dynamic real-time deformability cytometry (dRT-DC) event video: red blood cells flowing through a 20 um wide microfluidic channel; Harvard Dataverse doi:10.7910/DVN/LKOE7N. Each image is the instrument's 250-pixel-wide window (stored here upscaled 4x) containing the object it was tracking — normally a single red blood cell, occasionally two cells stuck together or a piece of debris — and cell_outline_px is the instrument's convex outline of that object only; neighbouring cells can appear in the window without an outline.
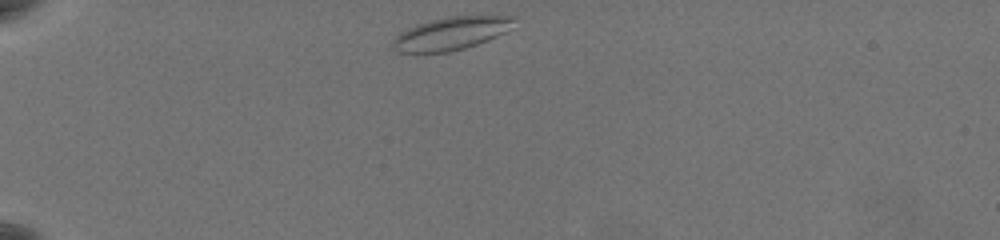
{"species": "common noctule bat (a hibernating species)", "species_latin": "Nyctalus noctula", "temperature_condition": "warm", "stored_images_in_passage": 38, "camera_frame_rate_fps": 3000, "um_per_image_px": 0.085, "animal": {"sex": "female", "body_mass_g": 19.5, "forearm_length_mm": 54.1}, "frame": {"image": 1, "passage_image": 1, "time_ms": 0.0, "image_size_px": [1000, 240], "cell_outline_px": [[516, 16], [504, 32], [488, 40], [464, 48], [448, 52], [396, 52], [392, 48], [392, 40], [400, 32], [416, 24], [448, 16]], "centroid_in_image_um": [38.26, 2.85], "position_along_channel_um": 46.7, "area_um2": 22.83}}
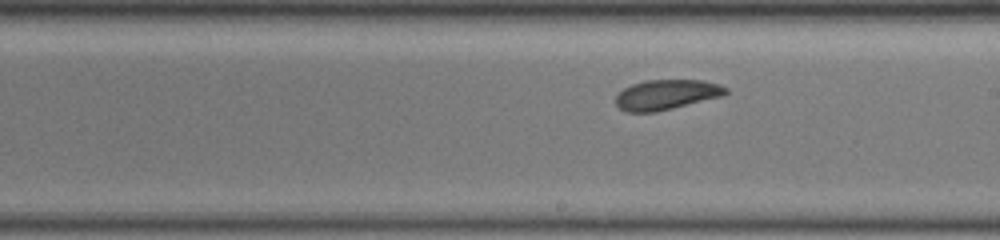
{"frame": {"image": 2, "passage_image": 21, "time_ms": 6.667, "image_size_px": [1000, 240], "cell_outline_px": [[728, 92], [724, 96], [656, 112], [628, 112], [620, 108], [616, 104], [616, 96], [624, 88], [632, 84], [644, 80], [700, 80], [720, 84], [728, 88]], "centroid_in_image_um": [56.68, 8.04], "position_along_channel_um": 232.3, "area_um2": 19.31}}
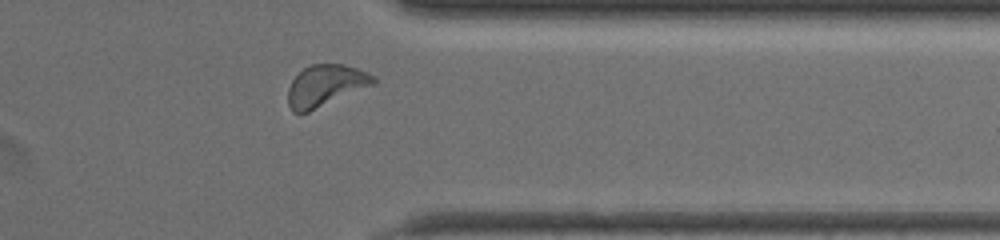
{"frame": {"image": 3, "passage_image": 34, "time_ms": 11.0, "image_size_px": [1000, 240], "cell_outline_px": [[376, 84], [300, 116], [292, 112], [288, 104], [288, 88], [292, 80], [304, 68], [312, 64], [344, 64], [356, 68], [376, 76]], "centroid_in_image_um": [27.67, 7.31], "position_along_channel_um": 383.7, "area_um2": 21.04}, "authors_computed_cell_mechanics": {"area_um2": 20.0855, "velocity_mm_per_s": 3.5271, "shape_relaxation_time_tau1_ms": 2.8396, "shape_relaxation_time_tau2_ms": 2.9058, "deformation_change_tau1": 0.0743, "deformation_change_tau2": 0.0912}}